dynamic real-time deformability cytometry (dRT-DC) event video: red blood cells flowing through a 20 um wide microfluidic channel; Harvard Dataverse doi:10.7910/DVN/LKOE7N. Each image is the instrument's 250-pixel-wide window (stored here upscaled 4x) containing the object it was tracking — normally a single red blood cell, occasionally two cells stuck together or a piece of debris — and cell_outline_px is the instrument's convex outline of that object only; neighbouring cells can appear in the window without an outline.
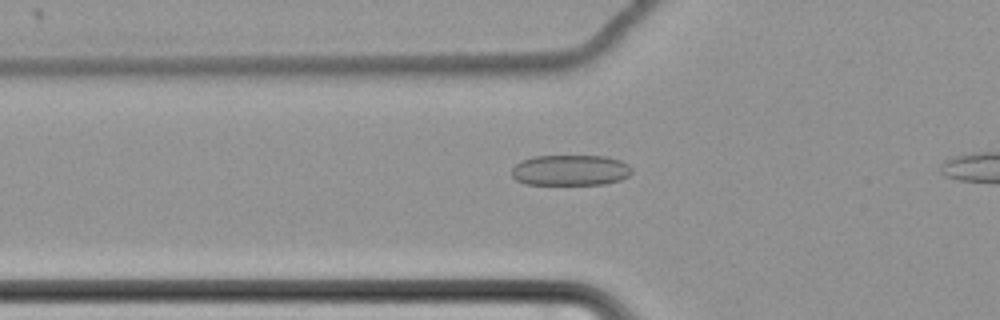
{"species": "common noctule bat (a hibernating species)", "species_latin": "Nyctalus noctula", "temperature_condition": "cold", "stored_images_in_passage": 44, "camera_frame_rate_fps": 3000, "um_per_image_px": 0.085, "animal": {"sex": "female", "body_mass_g": 22.7, "forearm_length_mm": 54.2}, "frame": {"image": 1, "passage_image": 12, "time_ms": 3.667, "image_size_px": [1000, 320], "cell_outline_px": [[632, 172], [628, 176], [620, 180], [604, 184], [524, 184], [516, 180], [512, 176], [512, 168], [516, 164], [532, 156], [608, 156], [620, 160], [628, 164], [632, 168]], "centroid_in_image_um": [48.5, 14.46], "position_along_channel_um": 77.3, "area_um2": 21.56}}
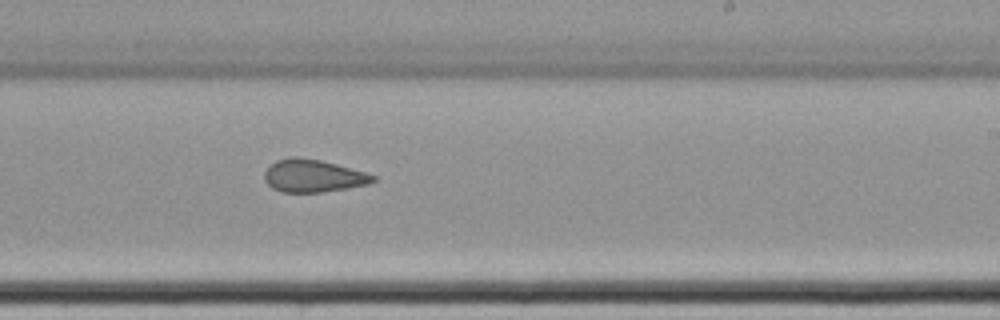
{"frame": {"image": 2, "passage_image": 28, "time_ms": 9.0, "image_size_px": [1000, 320], "cell_outline_px": [[376, 180], [368, 184], [320, 192], [284, 192], [272, 188], [264, 180], [264, 172], [276, 160], [292, 156], [296, 156], [320, 160], [336, 164], [364, 172], [376, 176]], "centroid_in_image_um": [26.58, 14.94], "position_along_channel_um": 262.4, "area_um2": 20.4}}
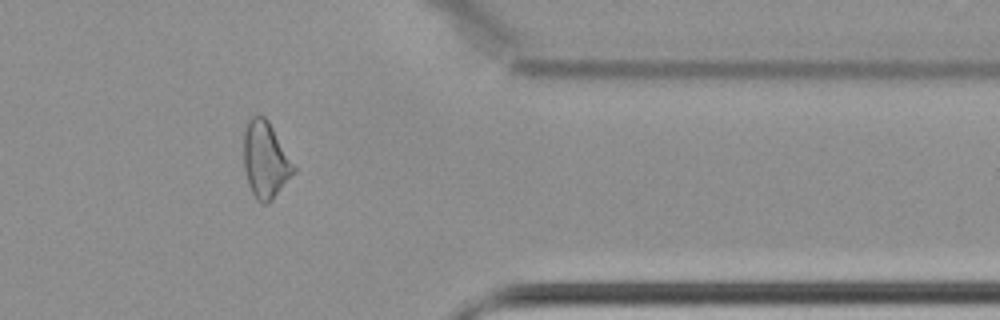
{"frame": {"image": 3, "passage_image": 40, "time_ms": 13.0, "image_size_px": [1000, 320], "cell_outline_px": [[296, 172], [272, 200], [268, 204], [260, 204], [256, 200], [248, 184], [244, 168], [244, 128], [248, 120], [252, 116], [264, 116], [268, 120], [296, 168]], "centroid_in_image_um": [22.56, 13.62], "position_along_channel_um": 388.8, "area_um2": 22.31}}